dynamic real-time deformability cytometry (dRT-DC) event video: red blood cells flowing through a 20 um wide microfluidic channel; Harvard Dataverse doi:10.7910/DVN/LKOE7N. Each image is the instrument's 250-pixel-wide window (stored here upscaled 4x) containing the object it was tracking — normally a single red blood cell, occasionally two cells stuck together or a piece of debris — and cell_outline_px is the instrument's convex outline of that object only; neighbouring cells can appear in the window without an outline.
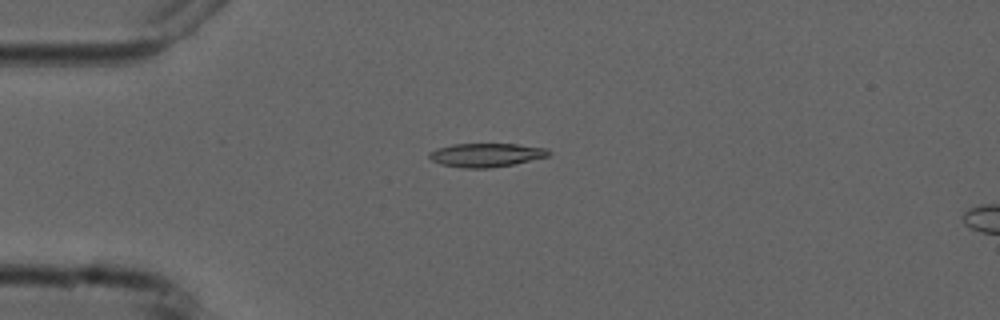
{"species": "common noctule bat (a hibernating species)", "species_latin": "Nyctalus noctula", "temperature_condition": "cold", "stored_images_in_passage": 5, "camera_frame_rate_fps": 3000, "um_per_image_px": 0.085, "animal": {"sex": "male", "forearm_length_mm": 52.5}, "frame": {"image": 1, "passage_image": 3, "time_ms": 2.667, "image_size_px": [1000, 320], "cell_outline_px": [[552, 152], [548, 156], [512, 164], [488, 168], [464, 168], [440, 164], [432, 160], [428, 156], [428, 152], [436, 148], [452, 144], [516, 144], [548, 148]], "centroid_in_image_um": [41.3, 13.16], "position_along_channel_um": 43.7, "area_um2": 16.47}}
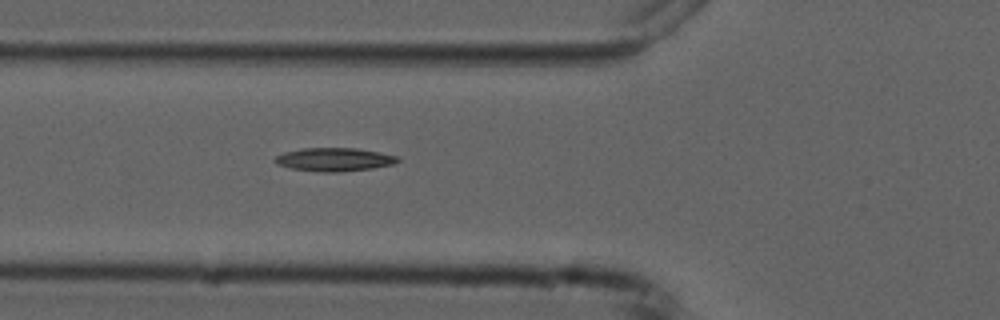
{"frame": {"image": 2, "passage_image": 5, "time_ms": 4.667, "image_size_px": [1000, 320], "cell_outline_px": [[400, 160], [392, 164], [372, 168], [340, 172], [320, 172], [292, 168], [276, 164], [272, 160], [276, 156], [284, 152], [304, 148], [356, 148], [400, 156]], "centroid_in_image_um": [28.4, 13.55], "position_along_channel_um": 97.4, "area_um2": 16.7}}